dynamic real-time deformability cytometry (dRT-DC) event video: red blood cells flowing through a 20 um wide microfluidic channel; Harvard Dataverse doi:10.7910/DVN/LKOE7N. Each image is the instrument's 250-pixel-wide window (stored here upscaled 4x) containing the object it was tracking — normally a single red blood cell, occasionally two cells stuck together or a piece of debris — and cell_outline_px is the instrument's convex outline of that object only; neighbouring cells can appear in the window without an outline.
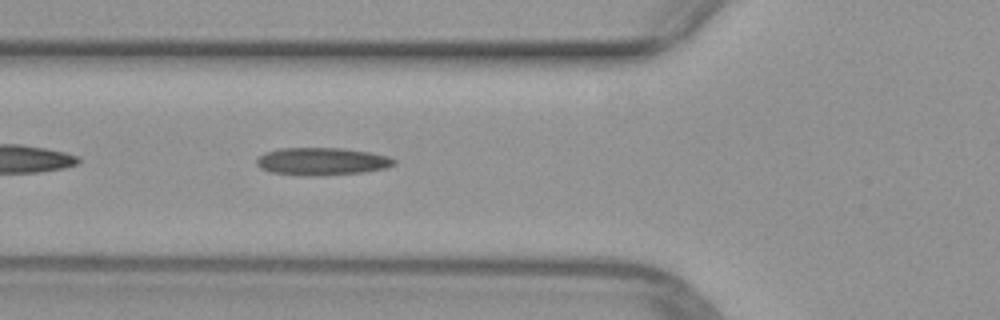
{"species": "common noctule bat (a hibernating species)", "species_latin": "Nyctalus noctula", "temperature_condition": "warm", "stored_images_in_passage": 31, "camera_frame_rate_fps": 3000, "um_per_image_px": 0.085, "animal": {"sex": "female", "body_mass_g": 29.2, "forearm_length_mm": 56.3}, "frame": {"image": 1, "passage_image": 4, "time_ms": 1.0, "image_size_px": [1000, 320], "cell_outline_px": [[396, 164], [384, 168], [364, 172], [316, 176], [308, 176], [272, 172], [260, 168], [256, 164], [256, 160], [264, 152], [280, 148], [344, 148], [368, 152], [388, 156], [396, 160]], "centroid_in_image_um": [27.35, 13.71], "position_along_channel_um": 98.4, "area_um2": 22.08}}
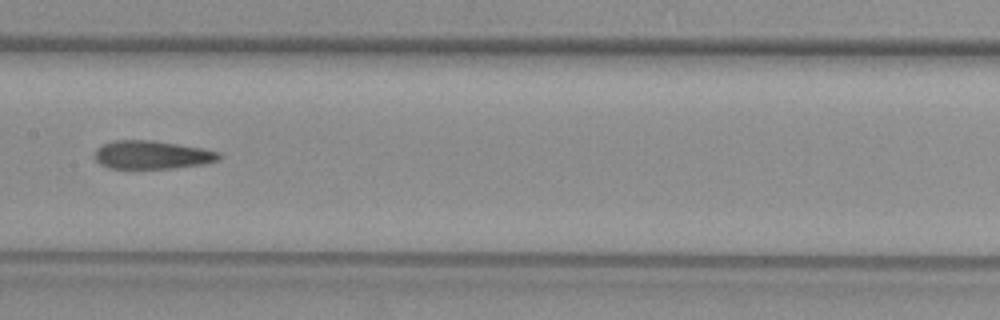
{"frame": {"image": 2, "passage_image": 11, "time_ms": 3.333, "image_size_px": [1000, 320], "cell_outline_px": [[220, 160], [204, 164], [172, 168], [108, 168], [100, 164], [96, 160], [96, 148], [112, 140], [152, 140], [204, 148], [220, 152]], "centroid_in_image_um": [12.94, 13.16], "position_along_channel_um": 194.5, "area_um2": 20.52}}
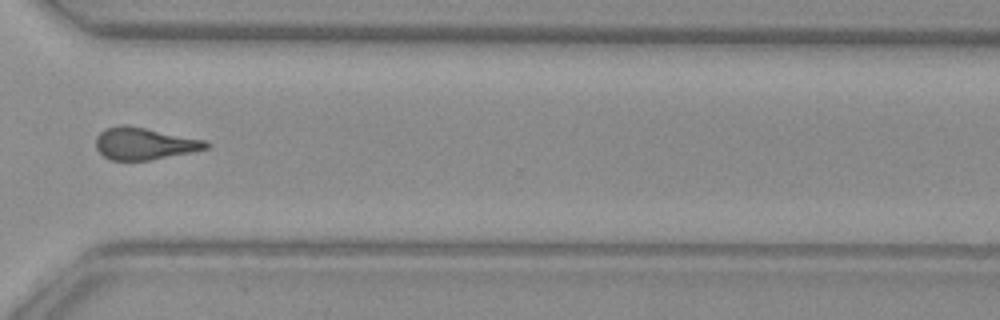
{"frame": {"image": 3, "passage_image": 23, "time_ms": 7.333, "image_size_px": [1000, 320], "cell_outline_px": [[212, 144], [208, 148], [192, 152], [152, 160], [108, 160], [96, 148], [96, 136], [104, 128], [120, 124], [144, 128], [208, 140]], "centroid_in_image_um": [12.29, 12.21], "position_along_channel_um": 358.3, "area_um2": 20.75}}